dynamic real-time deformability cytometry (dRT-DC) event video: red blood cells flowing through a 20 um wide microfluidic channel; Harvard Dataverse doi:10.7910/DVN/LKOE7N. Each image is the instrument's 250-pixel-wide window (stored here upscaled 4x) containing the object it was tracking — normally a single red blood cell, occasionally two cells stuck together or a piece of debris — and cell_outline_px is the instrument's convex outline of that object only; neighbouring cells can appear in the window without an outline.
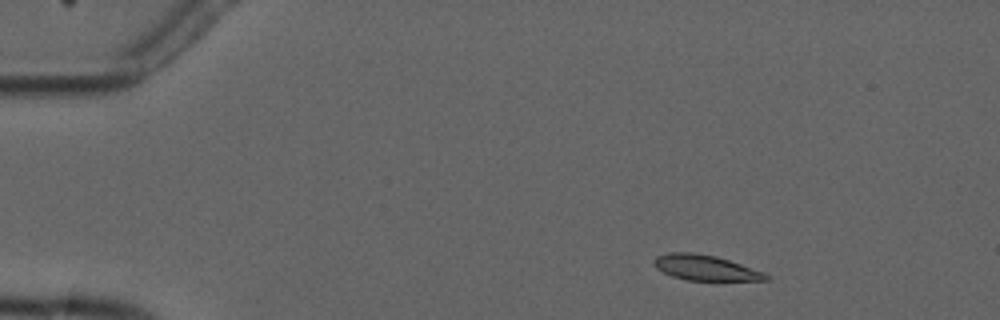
{"species": "common noctule bat (a hibernating species)", "species_latin": "Nyctalus noctula", "temperature_condition": "cold", "stored_images_in_passage": 4, "camera_frame_rate_fps": 3000, "um_per_image_px": 0.085, "animal": {"sex": "male", "forearm_length_mm": 52.5}, "frame": {"image": 1, "passage_image": 1, "time_ms": 0.0, "image_size_px": [1000, 320], "cell_outline_px": [[768, 280], [716, 284], [688, 280], [672, 276], [656, 268], [652, 264], [652, 260], [656, 256], [668, 252], [692, 252], [716, 256], [764, 272], [768, 276]], "centroid_in_image_um": [60.0, 22.82], "position_along_channel_um": 25.0, "area_um2": 17.57}}